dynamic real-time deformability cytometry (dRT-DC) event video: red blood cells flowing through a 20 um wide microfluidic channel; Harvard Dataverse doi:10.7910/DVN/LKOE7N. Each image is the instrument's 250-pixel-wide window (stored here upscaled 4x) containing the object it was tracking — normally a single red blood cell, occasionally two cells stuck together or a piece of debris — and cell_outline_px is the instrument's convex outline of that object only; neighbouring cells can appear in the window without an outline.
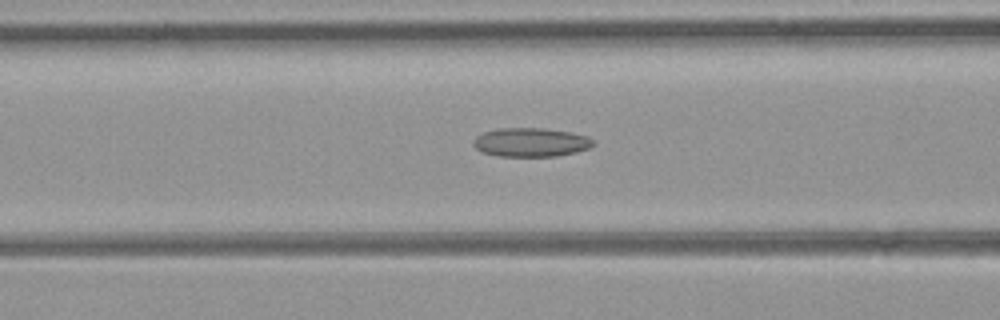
{"species": "common noctule bat (a hibernating species)", "species_latin": "Nyctalus noctula", "temperature_condition": "room temperature", "stored_images_in_passage": 38, "camera_frame_rate_fps": 3000, "um_per_image_px": 0.085, "animal": {"sex": "female", "body_mass_g": 21.9}, "frame": {"image": 1, "passage_image": 19, "time_ms": 6.0, "image_size_px": [1000, 320], "cell_outline_px": [[596, 144], [588, 148], [576, 152], [556, 156], [500, 156], [484, 152], [476, 148], [472, 144], [472, 140], [476, 136], [484, 132], [496, 128], [544, 128], [572, 132], [588, 136]], "centroid_in_image_um": [45.13, 12.08], "position_along_channel_um": 121.5, "area_um2": 20.23}}
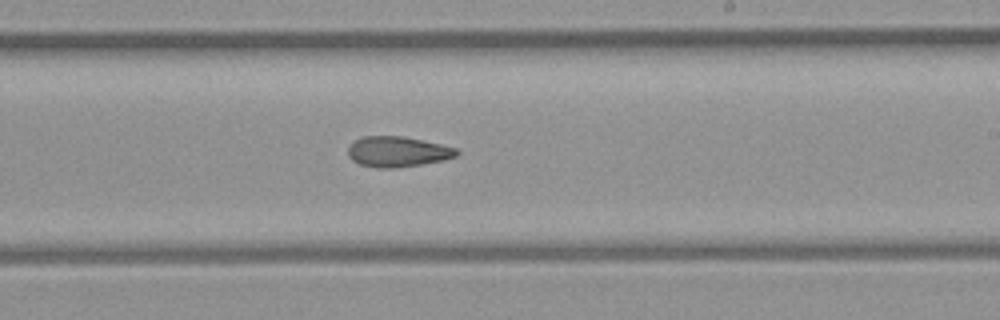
{"frame": {"image": 2, "passage_image": 28, "time_ms": 9.0, "image_size_px": [1000, 320], "cell_outline_px": [[460, 152], [456, 156], [444, 160], [420, 164], [392, 168], [376, 168], [360, 164], [352, 160], [348, 156], [348, 148], [356, 140], [364, 136], [400, 136], [440, 144], [456, 148]], "centroid_in_image_um": [33.79, 12.9], "position_along_channel_um": 255.2, "area_um2": 19.02}}
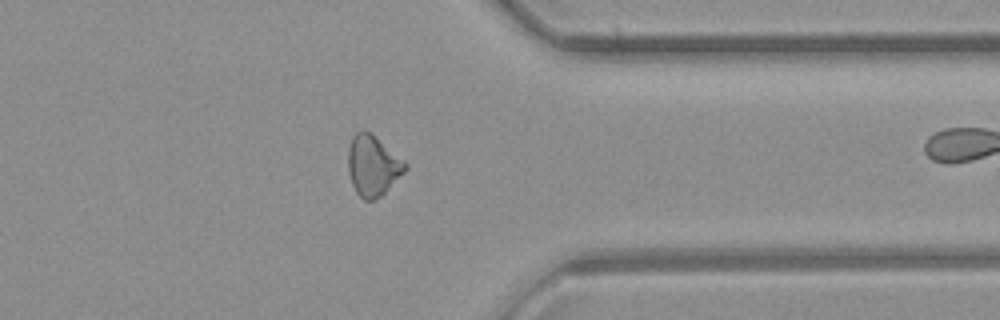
{"frame": {"image": 3, "passage_image": 37, "time_ms": 12.0, "image_size_px": [1000, 320], "cell_outline_px": [[408, 168], [380, 196], [372, 200], [364, 200], [356, 192], [352, 184], [348, 172], [348, 152], [352, 136], [356, 132], [364, 128], [372, 132], [404, 160], [408, 164]], "centroid_in_image_um": [31.68, 14.03], "position_along_channel_um": 379.7, "area_um2": 20.23}}